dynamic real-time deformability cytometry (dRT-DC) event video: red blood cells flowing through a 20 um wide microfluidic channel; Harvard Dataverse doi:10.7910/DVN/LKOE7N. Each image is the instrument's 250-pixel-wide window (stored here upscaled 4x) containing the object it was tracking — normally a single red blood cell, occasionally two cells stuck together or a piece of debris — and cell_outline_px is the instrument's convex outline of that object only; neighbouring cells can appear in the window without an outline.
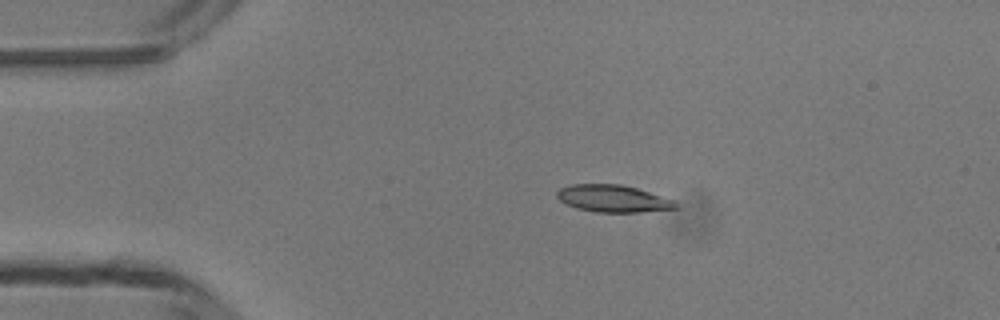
{"species": "common noctule bat (a hibernating species)", "species_latin": "Nyctalus noctula", "temperature_condition": "room temperature", "stored_images_in_passage": 9, "camera_frame_rate_fps": 3000, "um_per_image_px": 0.085, "animal": {"sex": "male", "body_mass_g": 13.3}, "frame": {"image": 1, "passage_image": 1, "time_ms": 0.0, "image_size_px": [1000, 320], "cell_outline_px": [[680, 208], [640, 212], [596, 212], [580, 208], [568, 204], [560, 200], [556, 196], [556, 192], [560, 188], [572, 184], [620, 184], [636, 188], [676, 200]], "centroid_in_image_um": [52.16, 16.87], "position_along_channel_um": 32.8, "area_um2": 18.73}}
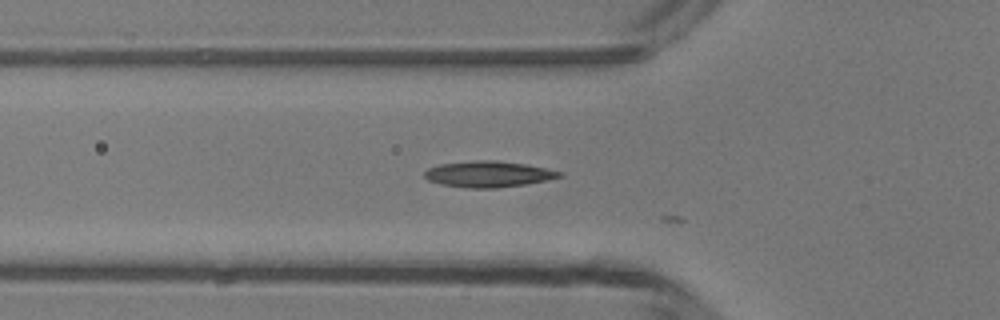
{"frame": {"image": 2, "passage_image": 8, "time_ms": 2.333, "image_size_px": [1000, 320], "cell_outline_px": [[564, 176], [548, 180], [524, 184], [496, 188], [468, 188], [440, 184], [428, 180], [424, 176], [424, 172], [428, 168], [440, 164], [472, 160], [496, 160], [528, 164], [564, 172]], "centroid_in_image_um": [41.54, 14.79], "position_along_channel_um": 84.3, "area_um2": 20.69}}